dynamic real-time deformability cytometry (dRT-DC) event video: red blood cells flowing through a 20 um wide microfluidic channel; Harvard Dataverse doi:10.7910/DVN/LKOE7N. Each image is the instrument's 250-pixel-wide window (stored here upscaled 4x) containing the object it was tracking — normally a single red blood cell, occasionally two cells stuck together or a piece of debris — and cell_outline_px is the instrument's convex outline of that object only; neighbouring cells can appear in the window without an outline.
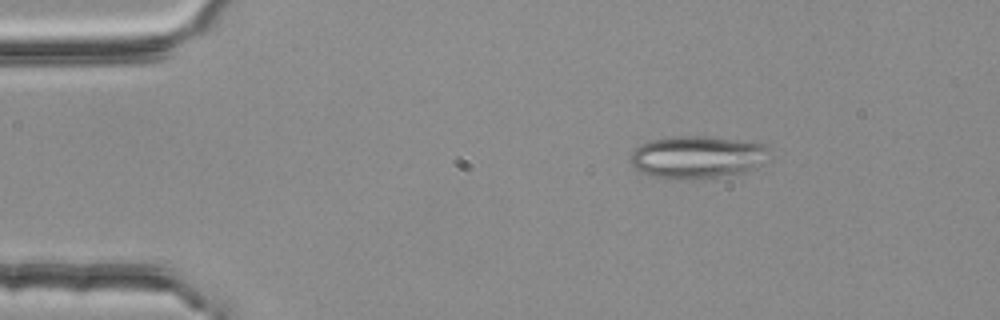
{"species": "common noctule bat (a hibernating species)", "species_latin": "Nyctalus noctula", "temperature_condition": "room temperature", "stored_images_in_passage": 4, "camera_frame_rate_fps": 3000, "um_per_image_px": 0.085, "animal": {"sex": "female", "body_mass_g": 25.1}, "frame": {"image": 1, "passage_image": 2, "time_ms": 0.333, "image_size_px": [1000, 320], "cell_outline_px": [[768, 160], [744, 172], [720, 176], [692, 180], [664, 180], [640, 172], [628, 160], [632, 152], [640, 144], [652, 140], [672, 136], [704, 136], [756, 140], [768, 144]], "centroid_in_image_um": [59.29, 13.34], "position_along_channel_um": 25.7, "area_um2": 35.37}}